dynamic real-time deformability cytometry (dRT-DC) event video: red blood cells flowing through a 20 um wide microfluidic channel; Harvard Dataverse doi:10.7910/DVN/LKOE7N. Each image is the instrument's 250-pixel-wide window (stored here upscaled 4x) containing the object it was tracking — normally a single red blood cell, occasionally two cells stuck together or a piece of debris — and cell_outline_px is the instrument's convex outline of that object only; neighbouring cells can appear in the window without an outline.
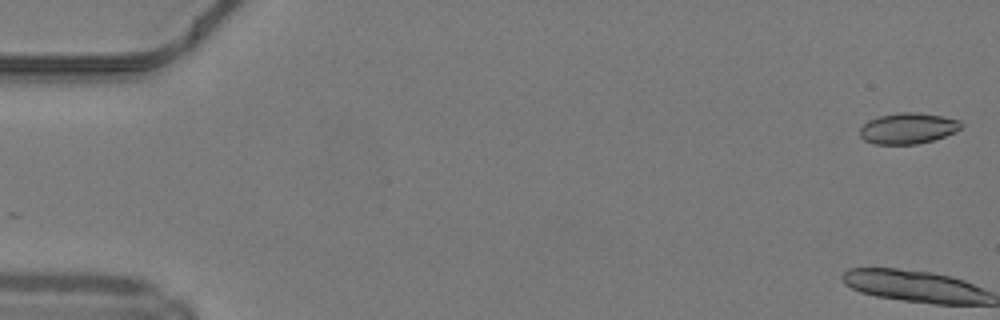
{"species": "common noctule bat (a hibernating species)", "species_latin": "Nyctalus noctula", "temperature_condition": "warm", "stored_images_in_passage": 15, "camera_frame_rate_fps": 3000, "um_per_image_px": 0.085, "animal": {"sex": "male", "body_mass_g": 19.2, "forearm_length_mm": 51.8}, "frame": {"image": 1, "passage_image": 1, "time_ms": 0.0, "image_size_px": [1000, 320], "cell_outline_px": [[964, 124], [956, 132], [932, 140], [916, 144], [876, 144], [864, 140], [860, 136], [860, 128], [868, 120], [876, 116], [900, 112], [920, 112], [944, 116], [960, 120]], "centroid_in_image_um": [77.18, 10.89], "position_along_channel_um": 7.8, "area_um2": 18.44}}